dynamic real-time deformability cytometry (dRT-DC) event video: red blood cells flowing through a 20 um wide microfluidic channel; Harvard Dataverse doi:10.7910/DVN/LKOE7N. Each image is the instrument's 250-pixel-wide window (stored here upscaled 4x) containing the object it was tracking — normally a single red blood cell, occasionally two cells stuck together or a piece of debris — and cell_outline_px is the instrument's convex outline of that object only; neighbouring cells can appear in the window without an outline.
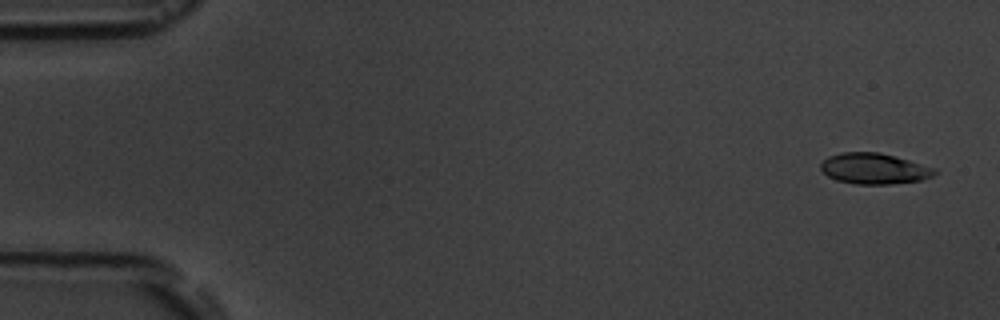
{"species": "common noctule bat (a hibernating species)", "species_latin": "Nyctalus noctula", "temperature_condition": "room temperature", "stored_images_in_passage": 5, "camera_frame_rate_fps": 3000, "um_per_image_px": 0.085, "animal": {"sex": "male", "body_mass_g": 19.5, "forearm_length_mm": 54.6}, "frame": {"image": 1, "passage_image": 1, "time_ms": 0.0, "image_size_px": [1000, 320], "cell_outline_px": [[936, 172], [932, 176], [920, 180], [888, 184], [856, 184], [836, 180], [828, 176], [820, 168], [820, 164], [828, 156], [840, 152], [880, 152], [936, 168]], "centroid_in_image_um": [74.27, 14.32], "position_along_channel_um": 10.7, "area_um2": 20.35}}
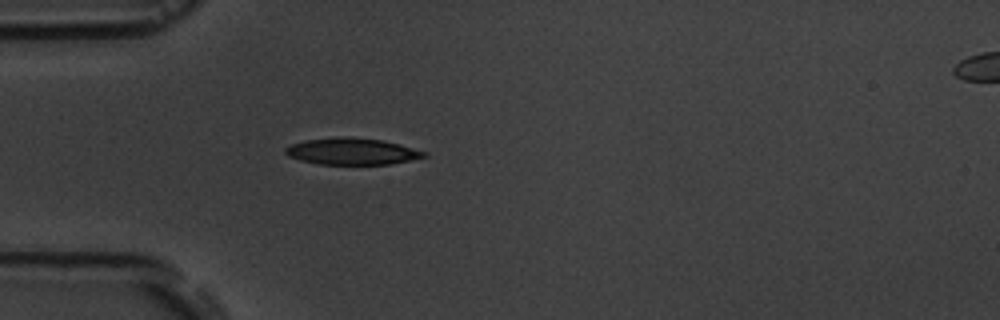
{"frame": {"image": 2, "passage_image": 5, "time_ms": 4.667, "image_size_px": [1000, 320], "cell_outline_px": [[428, 156], [388, 164], [320, 164], [300, 160], [288, 156], [284, 152], [284, 148], [292, 144], [304, 140], [336, 136], [344, 136], [384, 140], [400, 144], [428, 152]], "centroid_in_image_um": [29.91, 12.85], "position_along_channel_um": 55.1, "area_um2": 21.62}}